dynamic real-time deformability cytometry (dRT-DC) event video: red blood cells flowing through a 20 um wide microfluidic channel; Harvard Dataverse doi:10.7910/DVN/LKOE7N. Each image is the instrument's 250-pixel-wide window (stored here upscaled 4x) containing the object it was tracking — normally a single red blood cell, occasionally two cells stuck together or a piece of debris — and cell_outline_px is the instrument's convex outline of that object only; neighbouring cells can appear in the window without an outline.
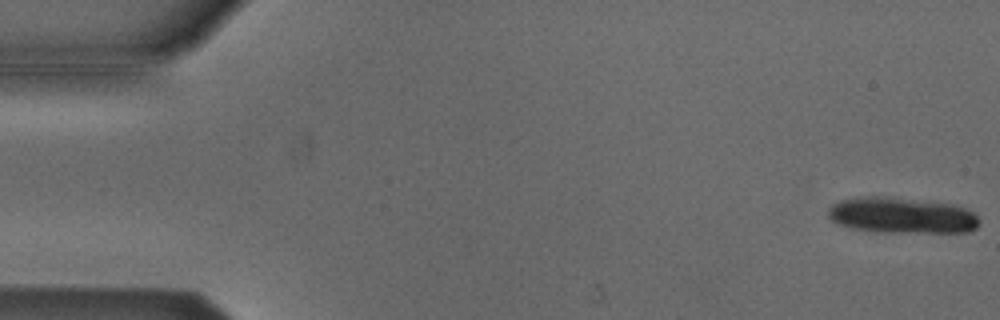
{"species": "Egyptian fruit bat (a non-hibernating species)", "species_latin": "Rousettus aegyptiacus", "temperature_condition": "cold", "stored_images_in_passage": 13, "camera_frame_rate_fps": 3000, "um_per_image_px": 0.085, "animal": {"sex": "male"}, "frame": {"image": 1, "passage_image": 1, "time_ms": 0.0, "image_size_px": [1000, 320], "cell_outline_px": [[980, 224], [976, 228], [968, 232], [876, 232], [848, 228], [836, 224], [828, 216], [828, 208], [832, 204], [840, 200], [856, 196], [884, 196], [956, 204], [972, 212], [980, 220]], "centroid_in_image_um": [76.61, 18.3], "position_along_channel_um": 8.4, "area_um2": 32.14}}